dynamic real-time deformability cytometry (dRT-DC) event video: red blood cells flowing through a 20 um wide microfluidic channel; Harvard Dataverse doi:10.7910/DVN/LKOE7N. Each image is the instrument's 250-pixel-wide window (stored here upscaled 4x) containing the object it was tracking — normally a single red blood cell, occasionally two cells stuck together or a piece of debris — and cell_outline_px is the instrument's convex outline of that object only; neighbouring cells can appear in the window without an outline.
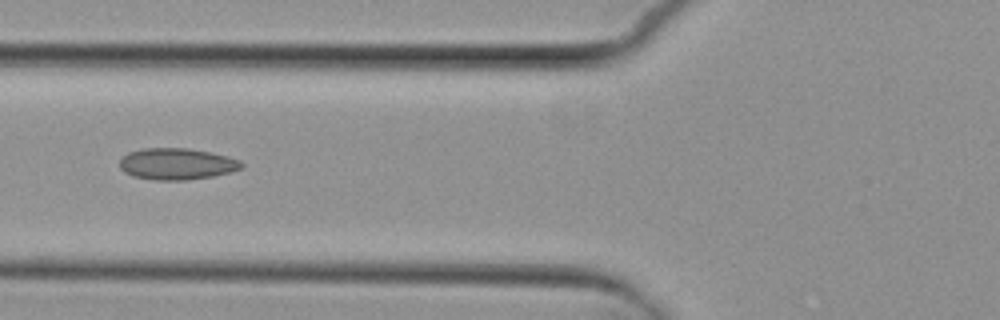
{"species": "common noctule bat (a hibernating species)", "species_latin": "Nyctalus noctula", "temperature_condition": "cold", "stored_images_in_passage": 4, "camera_frame_rate_fps": 3000, "um_per_image_px": 0.085, "animal": {"sex": "female", "body_mass_g": 29.2, "forearm_length_mm": 56.3}, "frame": {"image": 1, "passage_image": 4, "time_ms": 4.333, "image_size_px": [1000, 320], "cell_outline_px": [[244, 168], [212, 176], [184, 180], [152, 180], [132, 176], [124, 172], [120, 168], [120, 160], [128, 152], [144, 148], [188, 148], [228, 156], [240, 160], [244, 164]], "centroid_in_image_um": [15.02, 13.93], "position_along_channel_um": 110.8, "area_um2": 22.37}}